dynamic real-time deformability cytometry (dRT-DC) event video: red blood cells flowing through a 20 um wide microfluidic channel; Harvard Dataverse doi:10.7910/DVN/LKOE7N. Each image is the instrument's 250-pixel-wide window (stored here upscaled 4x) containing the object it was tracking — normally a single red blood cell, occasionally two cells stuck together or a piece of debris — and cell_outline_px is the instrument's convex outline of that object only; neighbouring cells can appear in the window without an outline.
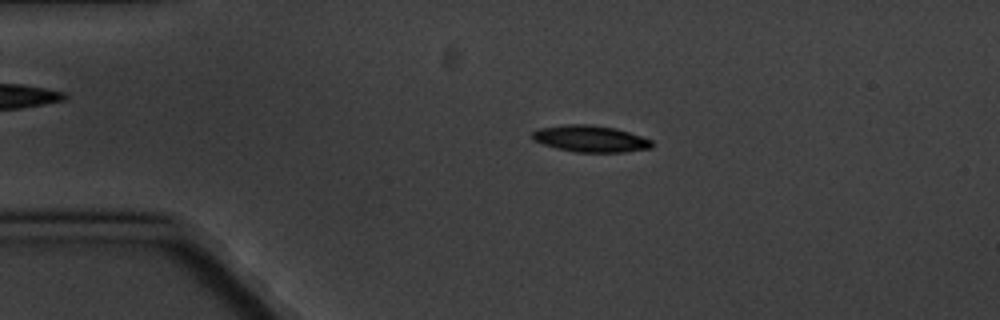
{"species": "common noctule bat (a hibernating species)", "species_latin": "Nyctalus noctula", "temperature_condition": "cold", "stored_images_in_passage": 4, "camera_frame_rate_fps": 3000, "um_per_image_px": 0.085, "animal": {"sex": "male", "body_mass_g": 20.1, "forearm_length_mm": 53.5}, "frame": {"image": 1, "passage_image": 3, "time_ms": 2.333, "image_size_px": [1000, 320], "cell_outline_px": [[652, 148], [624, 152], [576, 152], [556, 148], [532, 140], [532, 132], [540, 128], [564, 124], [592, 124], [616, 128], [652, 140]], "centroid_in_image_um": [50.17, 11.79], "position_along_channel_um": 34.8, "area_um2": 18.55}}